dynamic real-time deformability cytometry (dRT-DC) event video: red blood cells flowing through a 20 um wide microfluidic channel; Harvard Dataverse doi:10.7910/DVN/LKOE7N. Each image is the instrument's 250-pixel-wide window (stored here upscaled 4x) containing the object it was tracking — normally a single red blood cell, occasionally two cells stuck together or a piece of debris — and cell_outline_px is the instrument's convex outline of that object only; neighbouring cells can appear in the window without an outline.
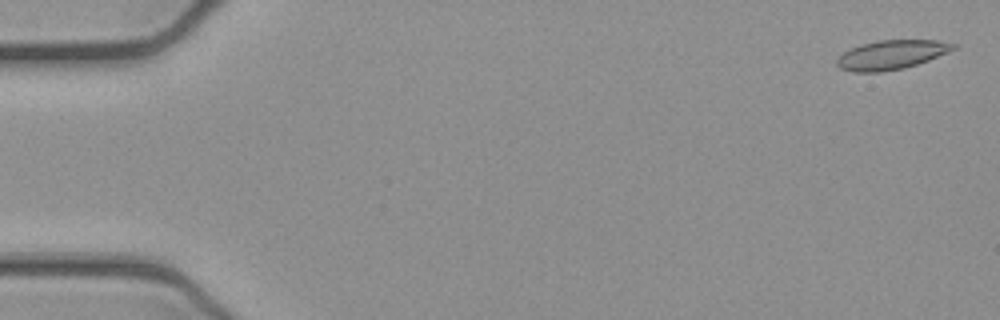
{"species": "common noctule bat (a hibernating species)", "species_latin": "Nyctalus noctula", "temperature_condition": "cold", "stored_images_in_passage": 53, "camera_frame_rate_fps": 3000, "um_per_image_px": 0.085, "animal": {"sex": "female", "body_mass_g": 21.9}, "frame": {"image": 1, "passage_image": 2, "time_ms": 0.333, "image_size_px": [1000, 320], "cell_outline_px": [[956, 48], [948, 52], [928, 60], [904, 68], [880, 72], [852, 72], [840, 68], [836, 64], [836, 60], [844, 52], [860, 44], [876, 40], [936, 40], [956, 44]], "centroid_in_image_um": [75.75, 4.65], "position_along_channel_um": 9.3, "area_um2": 19.71}}
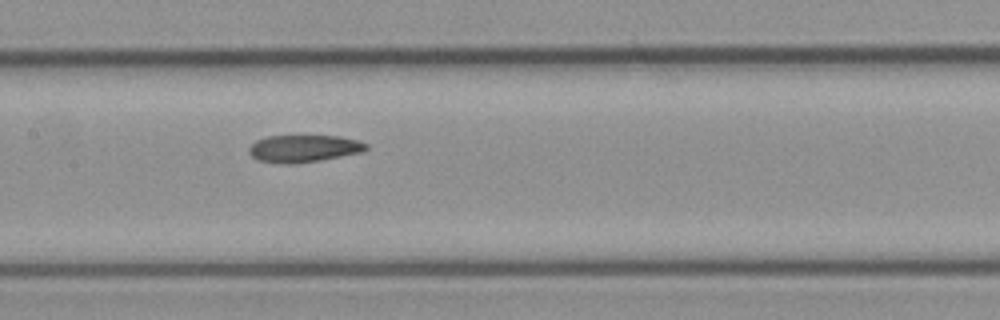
{"frame": {"image": 2, "passage_image": 26, "time_ms": 8.333, "image_size_px": [1000, 320], "cell_outline_px": [[368, 148], [364, 152], [320, 160], [296, 164], [280, 164], [256, 160], [248, 152], [248, 148], [256, 140], [268, 136], [340, 136], [356, 140], [368, 144]], "centroid_in_image_um": [25.8, 12.64], "position_along_channel_um": 181.6, "area_um2": 18.79}}
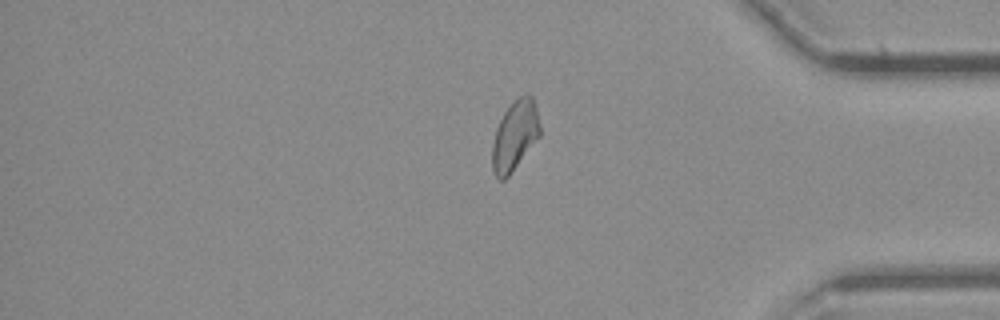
{"frame": {"image": 3, "passage_image": 44, "time_ms": 14.333, "image_size_px": [1000, 320], "cell_outline_px": [[540, 136], [508, 176], [504, 180], [500, 180], [496, 176], [492, 168], [492, 144], [496, 128], [504, 112], [520, 96], [528, 92], [532, 96], [536, 108], [540, 124]], "centroid_in_image_um": [43.76, 11.52], "position_along_channel_um": 391.4, "area_um2": 19.19}, "authors_computed_cell_mechanics": {"area_um2": 19.652, "velocity_mm_per_s": 3.8981, "shape_relaxation_time_tau1_ms": null, "shape_relaxation_time_tau2_ms": 2.98, "deformation_change_tau1": null, "deformation_change_tau2": 0.0879}}